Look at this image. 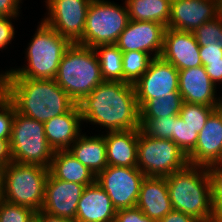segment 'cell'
I'll use <instances>...</instances> for the list:
<instances>
[{"label":"cell","instance_id":"6da1fadb","mask_svg":"<svg viewBox=\"0 0 222 222\" xmlns=\"http://www.w3.org/2000/svg\"><path fill=\"white\" fill-rule=\"evenodd\" d=\"M78 106L82 121L103 126L106 132L140 129V109L133 84L103 81Z\"/></svg>","mask_w":222,"mask_h":222},{"label":"cell","instance_id":"7a4b0ae2","mask_svg":"<svg viewBox=\"0 0 222 222\" xmlns=\"http://www.w3.org/2000/svg\"><path fill=\"white\" fill-rule=\"evenodd\" d=\"M3 92L16 112L43 123L76 105L55 79L16 78L12 73H3Z\"/></svg>","mask_w":222,"mask_h":222},{"label":"cell","instance_id":"3957f363","mask_svg":"<svg viewBox=\"0 0 222 222\" xmlns=\"http://www.w3.org/2000/svg\"><path fill=\"white\" fill-rule=\"evenodd\" d=\"M165 178L173 210L201 222H219L214 215L211 180L206 166L188 164Z\"/></svg>","mask_w":222,"mask_h":222},{"label":"cell","instance_id":"277c9868","mask_svg":"<svg viewBox=\"0 0 222 222\" xmlns=\"http://www.w3.org/2000/svg\"><path fill=\"white\" fill-rule=\"evenodd\" d=\"M40 22L25 49L27 65L3 73H12L16 78L55 79L61 58L72 42L43 20Z\"/></svg>","mask_w":222,"mask_h":222},{"label":"cell","instance_id":"5b68a950","mask_svg":"<svg viewBox=\"0 0 222 222\" xmlns=\"http://www.w3.org/2000/svg\"><path fill=\"white\" fill-rule=\"evenodd\" d=\"M55 81L78 104L104 81L95 50L72 43L61 58Z\"/></svg>","mask_w":222,"mask_h":222},{"label":"cell","instance_id":"8992f818","mask_svg":"<svg viewBox=\"0 0 222 222\" xmlns=\"http://www.w3.org/2000/svg\"><path fill=\"white\" fill-rule=\"evenodd\" d=\"M49 168L39 165L8 163L2 171L1 199L41 211Z\"/></svg>","mask_w":222,"mask_h":222},{"label":"cell","instance_id":"52a82bcc","mask_svg":"<svg viewBox=\"0 0 222 222\" xmlns=\"http://www.w3.org/2000/svg\"><path fill=\"white\" fill-rule=\"evenodd\" d=\"M124 6L107 0H92L87 11L83 37L77 44L94 48L102 44H116L130 19Z\"/></svg>","mask_w":222,"mask_h":222},{"label":"cell","instance_id":"ba28073f","mask_svg":"<svg viewBox=\"0 0 222 222\" xmlns=\"http://www.w3.org/2000/svg\"><path fill=\"white\" fill-rule=\"evenodd\" d=\"M9 143L13 162L49 168L54 150L45 137L43 122L15 112Z\"/></svg>","mask_w":222,"mask_h":222},{"label":"cell","instance_id":"9c48e42d","mask_svg":"<svg viewBox=\"0 0 222 222\" xmlns=\"http://www.w3.org/2000/svg\"><path fill=\"white\" fill-rule=\"evenodd\" d=\"M188 164L187 156L171 139L148 137L139 129L137 168L146 176L166 177Z\"/></svg>","mask_w":222,"mask_h":222},{"label":"cell","instance_id":"30bf717a","mask_svg":"<svg viewBox=\"0 0 222 222\" xmlns=\"http://www.w3.org/2000/svg\"><path fill=\"white\" fill-rule=\"evenodd\" d=\"M145 174L137 167L108 165L96 176V183L107 193L116 210L136 207Z\"/></svg>","mask_w":222,"mask_h":222},{"label":"cell","instance_id":"8fae6325","mask_svg":"<svg viewBox=\"0 0 222 222\" xmlns=\"http://www.w3.org/2000/svg\"><path fill=\"white\" fill-rule=\"evenodd\" d=\"M92 0H45L47 16L42 19L61 36L77 43L82 37Z\"/></svg>","mask_w":222,"mask_h":222},{"label":"cell","instance_id":"7c38bea8","mask_svg":"<svg viewBox=\"0 0 222 222\" xmlns=\"http://www.w3.org/2000/svg\"><path fill=\"white\" fill-rule=\"evenodd\" d=\"M139 109L150 99L179 92V70L161 57L153 58L147 71L134 84Z\"/></svg>","mask_w":222,"mask_h":222},{"label":"cell","instance_id":"4fadbf2b","mask_svg":"<svg viewBox=\"0 0 222 222\" xmlns=\"http://www.w3.org/2000/svg\"><path fill=\"white\" fill-rule=\"evenodd\" d=\"M166 28L165 25L154 21L130 20L116 45L122 52L141 51L148 53L152 58L160 57Z\"/></svg>","mask_w":222,"mask_h":222},{"label":"cell","instance_id":"5bb4252c","mask_svg":"<svg viewBox=\"0 0 222 222\" xmlns=\"http://www.w3.org/2000/svg\"><path fill=\"white\" fill-rule=\"evenodd\" d=\"M86 186L54 178L50 173L45 184V197L41 211L75 222L77 204Z\"/></svg>","mask_w":222,"mask_h":222},{"label":"cell","instance_id":"9a60e30c","mask_svg":"<svg viewBox=\"0 0 222 222\" xmlns=\"http://www.w3.org/2000/svg\"><path fill=\"white\" fill-rule=\"evenodd\" d=\"M218 0H171L167 28L193 32L218 17Z\"/></svg>","mask_w":222,"mask_h":222},{"label":"cell","instance_id":"2e32d148","mask_svg":"<svg viewBox=\"0 0 222 222\" xmlns=\"http://www.w3.org/2000/svg\"><path fill=\"white\" fill-rule=\"evenodd\" d=\"M200 46L192 32L166 28L160 57L178 70L202 66Z\"/></svg>","mask_w":222,"mask_h":222},{"label":"cell","instance_id":"e0dca14e","mask_svg":"<svg viewBox=\"0 0 222 222\" xmlns=\"http://www.w3.org/2000/svg\"><path fill=\"white\" fill-rule=\"evenodd\" d=\"M190 165L210 166L222 161V119L214 111L198 133L195 148L187 155Z\"/></svg>","mask_w":222,"mask_h":222},{"label":"cell","instance_id":"ac0fdd59","mask_svg":"<svg viewBox=\"0 0 222 222\" xmlns=\"http://www.w3.org/2000/svg\"><path fill=\"white\" fill-rule=\"evenodd\" d=\"M216 89L203 65L179 70V93L184 102L215 106L220 98Z\"/></svg>","mask_w":222,"mask_h":222},{"label":"cell","instance_id":"d6986e66","mask_svg":"<svg viewBox=\"0 0 222 222\" xmlns=\"http://www.w3.org/2000/svg\"><path fill=\"white\" fill-rule=\"evenodd\" d=\"M136 207L147 217L159 222L173 210L165 177L145 176Z\"/></svg>","mask_w":222,"mask_h":222},{"label":"cell","instance_id":"ffe728a7","mask_svg":"<svg viewBox=\"0 0 222 222\" xmlns=\"http://www.w3.org/2000/svg\"><path fill=\"white\" fill-rule=\"evenodd\" d=\"M81 125H83V121L78 104L69 112L44 122L45 137L49 146L54 152L68 150L80 136Z\"/></svg>","mask_w":222,"mask_h":222},{"label":"cell","instance_id":"44dd1931","mask_svg":"<svg viewBox=\"0 0 222 222\" xmlns=\"http://www.w3.org/2000/svg\"><path fill=\"white\" fill-rule=\"evenodd\" d=\"M116 211L107 193L95 182L84 188L75 222H114Z\"/></svg>","mask_w":222,"mask_h":222},{"label":"cell","instance_id":"7402d4cb","mask_svg":"<svg viewBox=\"0 0 222 222\" xmlns=\"http://www.w3.org/2000/svg\"><path fill=\"white\" fill-rule=\"evenodd\" d=\"M139 129L104 134L110 166L137 167Z\"/></svg>","mask_w":222,"mask_h":222},{"label":"cell","instance_id":"603a6c76","mask_svg":"<svg viewBox=\"0 0 222 222\" xmlns=\"http://www.w3.org/2000/svg\"><path fill=\"white\" fill-rule=\"evenodd\" d=\"M68 150L95 176L108 166L104 133L94 136L82 133Z\"/></svg>","mask_w":222,"mask_h":222},{"label":"cell","instance_id":"cb8c5ba5","mask_svg":"<svg viewBox=\"0 0 222 222\" xmlns=\"http://www.w3.org/2000/svg\"><path fill=\"white\" fill-rule=\"evenodd\" d=\"M49 173L57 179L85 186L96 182V176L78 161L69 150H58L53 154Z\"/></svg>","mask_w":222,"mask_h":222},{"label":"cell","instance_id":"d4e9b609","mask_svg":"<svg viewBox=\"0 0 222 222\" xmlns=\"http://www.w3.org/2000/svg\"><path fill=\"white\" fill-rule=\"evenodd\" d=\"M129 19L133 21H154L168 26L171 0H125Z\"/></svg>","mask_w":222,"mask_h":222},{"label":"cell","instance_id":"484cf974","mask_svg":"<svg viewBox=\"0 0 222 222\" xmlns=\"http://www.w3.org/2000/svg\"><path fill=\"white\" fill-rule=\"evenodd\" d=\"M99 60L104 81L123 82V52L116 44H102L93 48Z\"/></svg>","mask_w":222,"mask_h":222},{"label":"cell","instance_id":"4316f807","mask_svg":"<svg viewBox=\"0 0 222 222\" xmlns=\"http://www.w3.org/2000/svg\"><path fill=\"white\" fill-rule=\"evenodd\" d=\"M183 98L179 92L170 96L150 99L140 108V118H160L179 115L183 105Z\"/></svg>","mask_w":222,"mask_h":222},{"label":"cell","instance_id":"83f0119b","mask_svg":"<svg viewBox=\"0 0 222 222\" xmlns=\"http://www.w3.org/2000/svg\"><path fill=\"white\" fill-rule=\"evenodd\" d=\"M153 58L146 52H123V82L135 84L147 71Z\"/></svg>","mask_w":222,"mask_h":222},{"label":"cell","instance_id":"f1b7e54d","mask_svg":"<svg viewBox=\"0 0 222 222\" xmlns=\"http://www.w3.org/2000/svg\"><path fill=\"white\" fill-rule=\"evenodd\" d=\"M175 116L140 118V130L148 137L171 139L174 142Z\"/></svg>","mask_w":222,"mask_h":222},{"label":"cell","instance_id":"f546056e","mask_svg":"<svg viewBox=\"0 0 222 222\" xmlns=\"http://www.w3.org/2000/svg\"><path fill=\"white\" fill-rule=\"evenodd\" d=\"M214 107L183 102L179 116L186 124L195 129L196 133H199L206 124L208 117L215 111Z\"/></svg>","mask_w":222,"mask_h":222},{"label":"cell","instance_id":"4dcf8cb0","mask_svg":"<svg viewBox=\"0 0 222 222\" xmlns=\"http://www.w3.org/2000/svg\"><path fill=\"white\" fill-rule=\"evenodd\" d=\"M192 33L200 47H220L222 49V21L219 16L203 23Z\"/></svg>","mask_w":222,"mask_h":222},{"label":"cell","instance_id":"1f68e13d","mask_svg":"<svg viewBox=\"0 0 222 222\" xmlns=\"http://www.w3.org/2000/svg\"><path fill=\"white\" fill-rule=\"evenodd\" d=\"M36 211L27 206L0 199V222H33Z\"/></svg>","mask_w":222,"mask_h":222},{"label":"cell","instance_id":"d6a6232c","mask_svg":"<svg viewBox=\"0 0 222 222\" xmlns=\"http://www.w3.org/2000/svg\"><path fill=\"white\" fill-rule=\"evenodd\" d=\"M198 140L195 129L186 124L179 115H175L174 143L187 156L194 148Z\"/></svg>","mask_w":222,"mask_h":222},{"label":"cell","instance_id":"836d02e7","mask_svg":"<svg viewBox=\"0 0 222 222\" xmlns=\"http://www.w3.org/2000/svg\"><path fill=\"white\" fill-rule=\"evenodd\" d=\"M207 168L211 180L214 215L222 222V161L215 162Z\"/></svg>","mask_w":222,"mask_h":222},{"label":"cell","instance_id":"e575fe53","mask_svg":"<svg viewBox=\"0 0 222 222\" xmlns=\"http://www.w3.org/2000/svg\"><path fill=\"white\" fill-rule=\"evenodd\" d=\"M15 112L14 104L2 92L0 94V139L10 142Z\"/></svg>","mask_w":222,"mask_h":222},{"label":"cell","instance_id":"d590c367","mask_svg":"<svg viewBox=\"0 0 222 222\" xmlns=\"http://www.w3.org/2000/svg\"><path fill=\"white\" fill-rule=\"evenodd\" d=\"M114 222H155L147 217L139 208H127L116 211Z\"/></svg>","mask_w":222,"mask_h":222},{"label":"cell","instance_id":"8d00e7d4","mask_svg":"<svg viewBox=\"0 0 222 222\" xmlns=\"http://www.w3.org/2000/svg\"><path fill=\"white\" fill-rule=\"evenodd\" d=\"M18 17H0V51L7 48L14 40L15 28L11 22ZM13 39V40H12Z\"/></svg>","mask_w":222,"mask_h":222},{"label":"cell","instance_id":"74e56055","mask_svg":"<svg viewBox=\"0 0 222 222\" xmlns=\"http://www.w3.org/2000/svg\"><path fill=\"white\" fill-rule=\"evenodd\" d=\"M199 53L204 67L210 62L222 61V49L220 47H200Z\"/></svg>","mask_w":222,"mask_h":222},{"label":"cell","instance_id":"f35d334b","mask_svg":"<svg viewBox=\"0 0 222 222\" xmlns=\"http://www.w3.org/2000/svg\"><path fill=\"white\" fill-rule=\"evenodd\" d=\"M20 9L17 0H0V17H19Z\"/></svg>","mask_w":222,"mask_h":222},{"label":"cell","instance_id":"ab89813d","mask_svg":"<svg viewBox=\"0 0 222 222\" xmlns=\"http://www.w3.org/2000/svg\"><path fill=\"white\" fill-rule=\"evenodd\" d=\"M205 69L215 86L222 84V61L210 62Z\"/></svg>","mask_w":222,"mask_h":222},{"label":"cell","instance_id":"60d3db41","mask_svg":"<svg viewBox=\"0 0 222 222\" xmlns=\"http://www.w3.org/2000/svg\"><path fill=\"white\" fill-rule=\"evenodd\" d=\"M159 222H201V221L181 211L172 210Z\"/></svg>","mask_w":222,"mask_h":222},{"label":"cell","instance_id":"b9f144b4","mask_svg":"<svg viewBox=\"0 0 222 222\" xmlns=\"http://www.w3.org/2000/svg\"><path fill=\"white\" fill-rule=\"evenodd\" d=\"M12 162L10 143L7 140L0 139V168H4Z\"/></svg>","mask_w":222,"mask_h":222},{"label":"cell","instance_id":"7bdbcfd3","mask_svg":"<svg viewBox=\"0 0 222 222\" xmlns=\"http://www.w3.org/2000/svg\"><path fill=\"white\" fill-rule=\"evenodd\" d=\"M36 222H74L67 218L56 217L43 211H38L35 216Z\"/></svg>","mask_w":222,"mask_h":222},{"label":"cell","instance_id":"ee69618b","mask_svg":"<svg viewBox=\"0 0 222 222\" xmlns=\"http://www.w3.org/2000/svg\"><path fill=\"white\" fill-rule=\"evenodd\" d=\"M215 111L218 113V115L222 119V96L219 98L218 103L215 105Z\"/></svg>","mask_w":222,"mask_h":222},{"label":"cell","instance_id":"f6af8a7d","mask_svg":"<svg viewBox=\"0 0 222 222\" xmlns=\"http://www.w3.org/2000/svg\"><path fill=\"white\" fill-rule=\"evenodd\" d=\"M218 10H219L218 16L222 21V0H218Z\"/></svg>","mask_w":222,"mask_h":222},{"label":"cell","instance_id":"bcb514c9","mask_svg":"<svg viewBox=\"0 0 222 222\" xmlns=\"http://www.w3.org/2000/svg\"><path fill=\"white\" fill-rule=\"evenodd\" d=\"M3 92V72L0 73V94Z\"/></svg>","mask_w":222,"mask_h":222},{"label":"cell","instance_id":"7dc6e473","mask_svg":"<svg viewBox=\"0 0 222 222\" xmlns=\"http://www.w3.org/2000/svg\"><path fill=\"white\" fill-rule=\"evenodd\" d=\"M2 171H3V169L0 168V199H1V195H2Z\"/></svg>","mask_w":222,"mask_h":222}]
</instances>
